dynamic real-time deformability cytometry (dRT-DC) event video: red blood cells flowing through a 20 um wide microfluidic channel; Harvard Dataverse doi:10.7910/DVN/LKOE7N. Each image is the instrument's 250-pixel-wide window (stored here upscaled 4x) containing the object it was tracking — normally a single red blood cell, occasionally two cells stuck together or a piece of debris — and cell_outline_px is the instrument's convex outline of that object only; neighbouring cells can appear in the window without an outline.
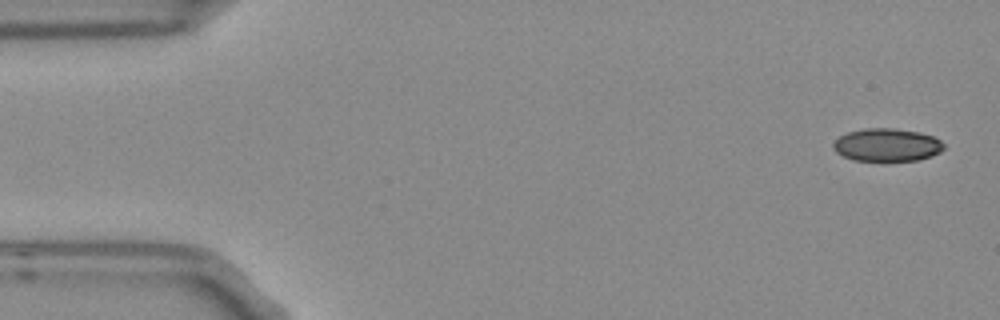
{"species": "Egyptian fruit bat (a non-hibernating species)", "species_latin": "Rousettus aegyptiacus", "temperature_condition": "room temperature", "stored_images_in_passage": 5, "segment_of_instrument_passage": [2, 2], "camera_frame_rate_fps": 3000, "um_per_image_px": 0.085, "frame": {"image": 1, "passage_image": 5, "time_ms": 1.333, "image_size_px": [1000, 320], "cell_outline_px": [[944, 148], [940, 152], [932, 156], [916, 160], [884, 164], [852, 160], [836, 152], [832, 148], [832, 144], [840, 136], [848, 132], [864, 128], [892, 128], [920, 132], [932, 136], [940, 140], [944, 144]], "centroid_in_image_um": [75.38, 12.37], "position_along_channel_um": 9.6, "area_um2": 22.02}}